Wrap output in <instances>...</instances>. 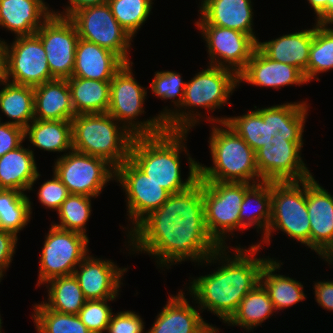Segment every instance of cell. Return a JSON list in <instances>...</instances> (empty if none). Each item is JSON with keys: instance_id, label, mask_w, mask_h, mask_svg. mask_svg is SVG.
Listing matches in <instances>:
<instances>
[{"instance_id": "cell-1", "label": "cell", "mask_w": 333, "mask_h": 333, "mask_svg": "<svg viewBox=\"0 0 333 333\" xmlns=\"http://www.w3.org/2000/svg\"><path fill=\"white\" fill-rule=\"evenodd\" d=\"M127 231L128 247L132 246L129 250L156 258L160 268L168 269L185 260L202 263L220 248L206 229L200 180L187 190L171 194L159 209Z\"/></svg>"}, {"instance_id": "cell-2", "label": "cell", "mask_w": 333, "mask_h": 333, "mask_svg": "<svg viewBox=\"0 0 333 333\" xmlns=\"http://www.w3.org/2000/svg\"><path fill=\"white\" fill-rule=\"evenodd\" d=\"M240 246L231 248L235 250L234 256L228 254L231 253L229 247H220L213 252L200 265L218 262L221 266L205 276L193 278L187 287L200 313L207 310L224 323L237 311L248 292L259 284L262 267L269 259V256L256 257L260 248L253 244L248 249Z\"/></svg>"}, {"instance_id": "cell-3", "label": "cell", "mask_w": 333, "mask_h": 333, "mask_svg": "<svg viewBox=\"0 0 333 333\" xmlns=\"http://www.w3.org/2000/svg\"><path fill=\"white\" fill-rule=\"evenodd\" d=\"M188 131L165 130L153 136L134 137L130 147L129 159L151 180L170 194L187 190L199 180V162L187 152ZM182 151L189 156V176L182 180Z\"/></svg>"}, {"instance_id": "cell-4", "label": "cell", "mask_w": 333, "mask_h": 333, "mask_svg": "<svg viewBox=\"0 0 333 333\" xmlns=\"http://www.w3.org/2000/svg\"><path fill=\"white\" fill-rule=\"evenodd\" d=\"M307 101L273 105L231 117H205L206 121L225 122L256 152L264 143L303 142L308 115Z\"/></svg>"}, {"instance_id": "cell-5", "label": "cell", "mask_w": 333, "mask_h": 333, "mask_svg": "<svg viewBox=\"0 0 333 333\" xmlns=\"http://www.w3.org/2000/svg\"><path fill=\"white\" fill-rule=\"evenodd\" d=\"M236 86L239 87L238 75L230 69L209 65L201 70L186 82L183 102L164 122L166 130L189 132L195 124H200L199 118H202L201 112L195 113L194 108L211 112L220 109L229 103L230 96L238 88Z\"/></svg>"}, {"instance_id": "cell-6", "label": "cell", "mask_w": 333, "mask_h": 333, "mask_svg": "<svg viewBox=\"0 0 333 333\" xmlns=\"http://www.w3.org/2000/svg\"><path fill=\"white\" fill-rule=\"evenodd\" d=\"M212 125L208 142L213 166L199 164V180L261 182L253 149L225 122Z\"/></svg>"}, {"instance_id": "cell-7", "label": "cell", "mask_w": 333, "mask_h": 333, "mask_svg": "<svg viewBox=\"0 0 333 333\" xmlns=\"http://www.w3.org/2000/svg\"><path fill=\"white\" fill-rule=\"evenodd\" d=\"M71 124L74 151L101 157L115 168L129 159L134 136L108 113L76 115Z\"/></svg>"}, {"instance_id": "cell-8", "label": "cell", "mask_w": 333, "mask_h": 333, "mask_svg": "<svg viewBox=\"0 0 333 333\" xmlns=\"http://www.w3.org/2000/svg\"><path fill=\"white\" fill-rule=\"evenodd\" d=\"M132 64L133 62L125 63L110 81V102L107 113L134 137L160 134L166 128L158 115L146 121H139L137 118L145 112L143 105L147 97V88L141 86L135 79Z\"/></svg>"}, {"instance_id": "cell-9", "label": "cell", "mask_w": 333, "mask_h": 333, "mask_svg": "<svg viewBox=\"0 0 333 333\" xmlns=\"http://www.w3.org/2000/svg\"><path fill=\"white\" fill-rule=\"evenodd\" d=\"M280 230L310 248V219L306 202V180L272 182L271 220L265 237L254 246L270 244L271 233ZM264 242V243H262ZM262 243V244H261ZM261 244V245H260Z\"/></svg>"}, {"instance_id": "cell-10", "label": "cell", "mask_w": 333, "mask_h": 333, "mask_svg": "<svg viewBox=\"0 0 333 333\" xmlns=\"http://www.w3.org/2000/svg\"><path fill=\"white\" fill-rule=\"evenodd\" d=\"M201 182L203 183L206 229L220 247H229L225 245V240L230 235L234 237L233 233L240 230V206L245 191L252 184L245 182Z\"/></svg>"}, {"instance_id": "cell-11", "label": "cell", "mask_w": 333, "mask_h": 333, "mask_svg": "<svg viewBox=\"0 0 333 333\" xmlns=\"http://www.w3.org/2000/svg\"><path fill=\"white\" fill-rule=\"evenodd\" d=\"M50 225L45 236L37 286L51 279L73 275L76 267L89 254V238L81 233Z\"/></svg>"}, {"instance_id": "cell-12", "label": "cell", "mask_w": 333, "mask_h": 333, "mask_svg": "<svg viewBox=\"0 0 333 333\" xmlns=\"http://www.w3.org/2000/svg\"><path fill=\"white\" fill-rule=\"evenodd\" d=\"M53 167L70 194L96 198L109 181L115 180V167L107 160L74 150L57 157Z\"/></svg>"}, {"instance_id": "cell-13", "label": "cell", "mask_w": 333, "mask_h": 333, "mask_svg": "<svg viewBox=\"0 0 333 333\" xmlns=\"http://www.w3.org/2000/svg\"><path fill=\"white\" fill-rule=\"evenodd\" d=\"M70 19L77 28L79 38L110 50L125 63H131L128 53L133 38L115 19L108 3L82 8Z\"/></svg>"}, {"instance_id": "cell-14", "label": "cell", "mask_w": 333, "mask_h": 333, "mask_svg": "<svg viewBox=\"0 0 333 333\" xmlns=\"http://www.w3.org/2000/svg\"><path fill=\"white\" fill-rule=\"evenodd\" d=\"M14 40L11 45H5L3 78L14 84L32 87L54 80L40 38L33 34L15 37Z\"/></svg>"}, {"instance_id": "cell-15", "label": "cell", "mask_w": 333, "mask_h": 333, "mask_svg": "<svg viewBox=\"0 0 333 333\" xmlns=\"http://www.w3.org/2000/svg\"><path fill=\"white\" fill-rule=\"evenodd\" d=\"M115 181L126 193L127 215L132 222L130 231L149 213L159 209L171 195L130 159L115 168Z\"/></svg>"}, {"instance_id": "cell-16", "label": "cell", "mask_w": 333, "mask_h": 333, "mask_svg": "<svg viewBox=\"0 0 333 333\" xmlns=\"http://www.w3.org/2000/svg\"><path fill=\"white\" fill-rule=\"evenodd\" d=\"M46 51V58L54 79L72 77L75 51L79 35L68 17L52 14L35 33Z\"/></svg>"}, {"instance_id": "cell-17", "label": "cell", "mask_w": 333, "mask_h": 333, "mask_svg": "<svg viewBox=\"0 0 333 333\" xmlns=\"http://www.w3.org/2000/svg\"><path fill=\"white\" fill-rule=\"evenodd\" d=\"M206 42L209 65L234 71L239 75L249 62L257 42L248 34L213 25H196Z\"/></svg>"}, {"instance_id": "cell-18", "label": "cell", "mask_w": 333, "mask_h": 333, "mask_svg": "<svg viewBox=\"0 0 333 333\" xmlns=\"http://www.w3.org/2000/svg\"><path fill=\"white\" fill-rule=\"evenodd\" d=\"M303 144V142L264 143V146L255 152L262 181H303L312 177L301 157Z\"/></svg>"}, {"instance_id": "cell-19", "label": "cell", "mask_w": 333, "mask_h": 333, "mask_svg": "<svg viewBox=\"0 0 333 333\" xmlns=\"http://www.w3.org/2000/svg\"><path fill=\"white\" fill-rule=\"evenodd\" d=\"M306 202L310 219V249L324 259L333 255V195L312 176L306 179Z\"/></svg>"}, {"instance_id": "cell-20", "label": "cell", "mask_w": 333, "mask_h": 333, "mask_svg": "<svg viewBox=\"0 0 333 333\" xmlns=\"http://www.w3.org/2000/svg\"><path fill=\"white\" fill-rule=\"evenodd\" d=\"M127 269L120 268L112 260L88 254L76 267L74 276L86 300L116 299L120 295L121 280Z\"/></svg>"}, {"instance_id": "cell-21", "label": "cell", "mask_w": 333, "mask_h": 333, "mask_svg": "<svg viewBox=\"0 0 333 333\" xmlns=\"http://www.w3.org/2000/svg\"><path fill=\"white\" fill-rule=\"evenodd\" d=\"M185 297L182 290L169 295L167 304L146 333H218L219 328L204 321L200 309L194 308Z\"/></svg>"}, {"instance_id": "cell-22", "label": "cell", "mask_w": 333, "mask_h": 333, "mask_svg": "<svg viewBox=\"0 0 333 333\" xmlns=\"http://www.w3.org/2000/svg\"><path fill=\"white\" fill-rule=\"evenodd\" d=\"M238 81L239 84L243 81L253 86L273 89L308 83L300 69L271 60L258 47L254 50L245 69L238 75Z\"/></svg>"}, {"instance_id": "cell-23", "label": "cell", "mask_w": 333, "mask_h": 333, "mask_svg": "<svg viewBox=\"0 0 333 333\" xmlns=\"http://www.w3.org/2000/svg\"><path fill=\"white\" fill-rule=\"evenodd\" d=\"M200 18L195 25H213L234 29L259 41L253 31L251 0H201Z\"/></svg>"}, {"instance_id": "cell-24", "label": "cell", "mask_w": 333, "mask_h": 333, "mask_svg": "<svg viewBox=\"0 0 333 333\" xmlns=\"http://www.w3.org/2000/svg\"><path fill=\"white\" fill-rule=\"evenodd\" d=\"M52 14L44 0H0V26L16 37L35 34Z\"/></svg>"}, {"instance_id": "cell-25", "label": "cell", "mask_w": 333, "mask_h": 333, "mask_svg": "<svg viewBox=\"0 0 333 333\" xmlns=\"http://www.w3.org/2000/svg\"><path fill=\"white\" fill-rule=\"evenodd\" d=\"M125 62L116 54L79 38L72 77L111 81Z\"/></svg>"}, {"instance_id": "cell-26", "label": "cell", "mask_w": 333, "mask_h": 333, "mask_svg": "<svg viewBox=\"0 0 333 333\" xmlns=\"http://www.w3.org/2000/svg\"><path fill=\"white\" fill-rule=\"evenodd\" d=\"M34 88L35 120H68L75 116L67 79H54Z\"/></svg>"}, {"instance_id": "cell-27", "label": "cell", "mask_w": 333, "mask_h": 333, "mask_svg": "<svg viewBox=\"0 0 333 333\" xmlns=\"http://www.w3.org/2000/svg\"><path fill=\"white\" fill-rule=\"evenodd\" d=\"M23 145L0 157V187L6 190L30 191L41 174L34 151Z\"/></svg>"}, {"instance_id": "cell-28", "label": "cell", "mask_w": 333, "mask_h": 333, "mask_svg": "<svg viewBox=\"0 0 333 333\" xmlns=\"http://www.w3.org/2000/svg\"><path fill=\"white\" fill-rule=\"evenodd\" d=\"M313 37L314 26L311 29L285 34L273 40L258 41L257 47L271 60L295 66L305 76Z\"/></svg>"}, {"instance_id": "cell-29", "label": "cell", "mask_w": 333, "mask_h": 333, "mask_svg": "<svg viewBox=\"0 0 333 333\" xmlns=\"http://www.w3.org/2000/svg\"><path fill=\"white\" fill-rule=\"evenodd\" d=\"M281 265L283 263L280 260H274L273 257L269 258L260 273V283L267 290L276 311L288 308L306 299L301 282L276 273L277 269L280 270Z\"/></svg>"}, {"instance_id": "cell-30", "label": "cell", "mask_w": 333, "mask_h": 333, "mask_svg": "<svg viewBox=\"0 0 333 333\" xmlns=\"http://www.w3.org/2000/svg\"><path fill=\"white\" fill-rule=\"evenodd\" d=\"M24 138L48 152H70L72 147V124L68 120H33L24 129Z\"/></svg>"}, {"instance_id": "cell-31", "label": "cell", "mask_w": 333, "mask_h": 333, "mask_svg": "<svg viewBox=\"0 0 333 333\" xmlns=\"http://www.w3.org/2000/svg\"><path fill=\"white\" fill-rule=\"evenodd\" d=\"M67 82L76 115L107 113L110 102V81L71 77Z\"/></svg>"}, {"instance_id": "cell-32", "label": "cell", "mask_w": 333, "mask_h": 333, "mask_svg": "<svg viewBox=\"0 0 333 333\" xmlns=\"http://www.w3.org/2000/svg\"><path fill=\"white\" fill-rule=\"evenodd\" d=\"M0 109L11 125L25 129L34 120V88L0 78ZM30 122V123H29Z\"/></svg>"}, {"instance_id": "cell-33", "label": "cell", "mask_w": 333, "mask_h": 333, "mask_svg": "<svg viewBox=\"0 0 333 333\" xmlns=\"http://www.w3.org/2000/svg\"><path fill=\"white\" fill-rule=\"evenodd\" d=\"M253 203L256 204L257 209L254 210L255 212L249 213L248 211L252 209ZM271 205L272 182L261 181L252 184L245 191L243 202L240 206V229L245 230L249 227H257L258 233L259 230H263L262 237L264 238L271 220Z\"/></svg>"}, {"instance_id": "cell-34", "label": "cell", "mask_w": 333, "mask_h": 333, "mask_svg": "<svg viewBox=\"0 0 333 333\" xmlns=\"http://www.w3.org/2000/svg\"><path fill=\"white\" fill-rule=\"evenodd\" d=\"M275 312L274 304L270 300L267 290L259 282L241 300L237 311L225 324H228V326H241L251 332Z\"/></svg>"}, {"instance_id": "cell-35", "label": "cell", "mask_w": 333, "mask_h": 333, "mask_svg": "<svg viewBox=\"0 0 333 333\" xmlns=\"http://www.w3.org/2000/svg\"><path fill=\"white\" fill-rule=\"evenodd\" d=\"M45 284L48 298L41 303L46 308L59 313L78 315L86 299L74 274L51 279Z\"/></svg>"}, {"instance_id": "cell-36", "label": "cell", "mask_w": 333, "mask_h": 333, "mask_svg": "<svg viewBox=\"0 0 333 333\" xmlns=\"http://www.w3.org/2000/svg\"><path fill=\"white\" fill-rule=\"evenodd\" d=\"M26 193L16 190L0 191V230L16 236L30 222L32 205Z\"/></svg>"}, {"instance_id": "cell-37", "label": "cell", "mask_w": 333, "mask_h": 333, "mask_svg": "<svg viewBox=\"0 0 333 333\" xmlns=\"http://www.w3.org/2000/svg\"><path fill=\"white\" fill-rule=\"evenodd\" d=\"M332 23H315L314 37L310 47L308 67L305 78L309 83L319 81L320 73L333 69V28Z\"/></svg>"}, {"instance_id": "cell-38", "label": "cell", "mask_w": 333, "mask_h": 333, "mask_svg": "<svg viewBox=\"0 0 333 333\" xmlns=\"http://www.w3.org/2000/svg\"><path fill=\"white\" fill-rule=\"evenodd\" d=\"M34 305L31 317L37 333H91L78 315L59 313L46 308L42 303Z\"/></svg>"}, {"instance_id": "cell-39", "label": "cell", "mask_w": 333, "mask_h": 333, "mask_svg": "<svg viewBox=\"0 0 333 333\" xmlns=\"http://www.w3.org/2000/svg\"><path fill=\"white\" fill-rule=\"evenodd\" d=\"M91 198L93 197L70 194L57 210L59 223L53 225L87 236L86 223L91 216Z\"/></svg>"}, {"instance_id": "cell-40", "label": "cell", "mask_w": 333, "mask_h": 333, "mask_svg": "<svg viewBox=\"0 0 333 333\" xmlns=\"http://www.w3.org/2000/svg\"><path fill=\"white\" fill-rule=\"evenodd\" d=\"M112 14L133 38L150 16L152 0H108Z\"/></svg>"}, {"instance_id": "cell-41", "label": "cell", "mask_w": 333, "mask_h": 333, "mask_svg": "<svg viewBox=\"0 0 333 333\" xmlns=\"http://www.w3.org/2000/svg\"><path fill=\"white\" fill-rule=\"evenodd\" d=\"M180 73L176 71H156L151 82V92L162 100L170 99L175 109L163 108L158 116L165 122L171 114L179 108L184 99L186 82L182 80Z\"/></svg>"}, {"instance_id": "cell-42", "label": "cell", "mask_w": 333, "mask_h": 333, "mask_svg": "<svg viewBox=\"0 0 333 333\" xmlns=\"http://www.w3.org/2000/svg\"><path fill=\"white\" fill-rule=\"evenodd\" d=\"M113 300L115 299L86 300L78 316L91 333L106 331L113 314L108 302Z\"/></svg>"}, {"instance_id": "cell-43", "label": "cell", "mask_w": 333, "mask_h": 333, "mask_svg": "<svg viewBox=\"0 0 333 333\" xmlns=\"http://www.w3.org/2000/svg\"><path fill=\"white\" fill-rule=\"evenodd\" d=\"M37 195L42 206L57 211L70 193L67 187L53 172L52 179L44 181L39 187Z\"/></svg>"}, {"instance_id": "cell-44", "label": "cell", "mask_w": 333, "mask_h": 333, "mask_svg": "<svg viewBox=\"0 0 333 333\" xmlns=\"http://www.w3.org/2000/svg\"><path fill=\"white\" fill-rule=\"evenodd\" d=\"M144 321L134 311H120L112 314L110 323L107 326V333H143Z\"/></svg>"}, {"instance_id": "cell-45", "label": "cell", "mask_w": 333, "mask_h": 333, "mask_svg": "<svg viewBox=\"0 0 333 333\" xmlns=\"http://www.w3.org/2000/svg\"><path fill=\"white\" fill-rule=\"evenodd\" d=\"M24 141L23 128L0 122V157L9 151L17 149Z\"/></svg>"}, {"instance_id": "cell-46", "label": "cell", "mask_w": 333, "mask_h": 333, "mask_svg": "<svg viewBox=\"0 0 333 333\" xmlns=\"http://www.w3.org/2000/svg\"><path fill=\"white\" fill-rule=\"evenodd\" d=\"M18 236L9 231L0 230V277L3 278L6 269L10 267L17 248Z\"/></svg>"}, {"instance_id": "cell-47", "label": "cell", "mask_w": 333, "mask_h": 333, "mask_svg": "<svg viewBox=\"0 0 333 333\" xmlns=\"http://www.w3.org/2000/svg\"><path fill=\"white\" fill-rule=\"evenodd\" d=\"M314 295L318 306L323 309L333 311V281H318L314 282Z\"/></svg>"}, {"instance_id": "cell-48", "label": "cell", "mask_w": 333, "mask_h": 333, "mask_svg": "<svg viewBox=\"0 0 333 333\" xmlns=\"http://www.w3.org/2000/svg\"><path fill=\"white\" fill-rule=\"evenodd\" d=\"M107 2L108 0H68L69 5L63 9V12L53 10V13L62 17L70 18L76 11L82 8L101 5Z\"/></svg>"}, {"instance_id": "cell-49", "label": "cell", "mask_w": 333, "mask_h": 333, "mask_svg": "<svg viewBox=\"0 0 333 333\" xmlns=\"http://www.w3.org/2000/svg\"><path fill=\"white\" fill-rule=\"evenodd\" d=\"M316 14V23H327V2L328 0H307Z\"/></svg>"}, {"instance_id": "cell-50", "label": "cell", "mask_w": 333, "mask_h": 333, "mask_svg": "<svg viewBox=\"0 0 333 333\" xmlns=\"http://www.w3.org/2000/svg\"><path fill=\"white\" fill-rule=\"evenodd\" d=\"M0 38V78H3L5 72V45L6 42Z\"/></svg>"}, {"instance_id": "cell-51", "label": "cell", "mask_w": 333, "mask_h": 333, "mask_svg": "<svg viewBox=\"0 0 333 333\" xmlns=\"http://www.w3.org/2000/svg\"><path fill=\"white\" fill-rule=\"evenodd\" d=\"M327 23L333 24V0L327 2Z\"/></svg>"}, {"instance_id": "cell-52", "label": "cell", "mask_w": 333, "mask_h": 333, "mask_svg": "<svg viewBox=\"0 0 333 333\" xmlns=\"http://www.w3.org/2000/svg\"><path fill=\"white\" fill-rule=\"evenodd\" d=\"M324 261H327L329 265H333V255H329L324 258Z\"/></svg>"}, {"instance_id": "cell-53", "label": "cell", "mask_w": 333, "mask_h": 333, "mask_svg": "<svg viewBox=\"0 0 333 333\" xmlns=\"http://www.w3.org/2000/svg\"><path fill=\"white\" fill-rule=\"evenodd\" d=\"M2 323H3V322H2V319H1V316H0V333H2V332H1V331H2V330H1V329H2V325H1Z\"/></svg>"}]
</instances>
